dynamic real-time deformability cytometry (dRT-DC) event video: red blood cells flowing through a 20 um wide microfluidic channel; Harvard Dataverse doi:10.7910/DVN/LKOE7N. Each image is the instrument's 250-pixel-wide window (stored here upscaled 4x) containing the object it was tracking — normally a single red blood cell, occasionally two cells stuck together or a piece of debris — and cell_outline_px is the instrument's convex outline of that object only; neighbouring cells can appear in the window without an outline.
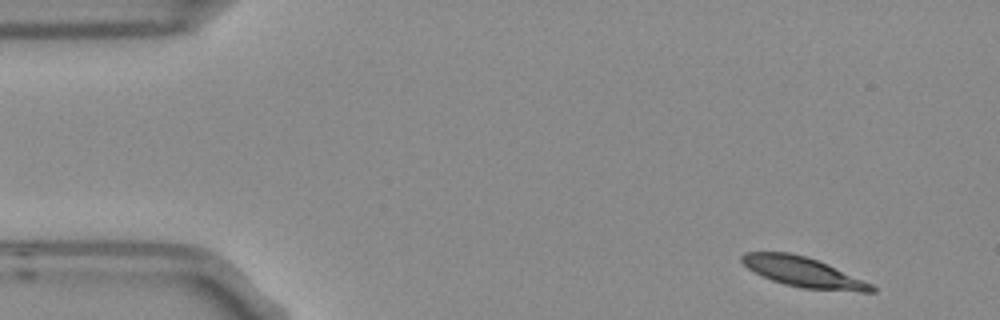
{"species": "Egyptian fruit bat (a non-hibernating species)", "species_latin": "Rousettus aegyptiacus", "temperature_condition": "room temperature", "stored_images_in_passage": 4, "segment_of_instrument_passage": [1, 2], "camera_frame_rate_fps": 3000, "um_per_image_px": 0.085, "frame": {"image": 1, "passage_image": 1, "time_ms": 0.0, "image_size_px": [1000, 320], "cell_outline_px": [[876, 292], [860, 292], [804, 288], [784, 284], [772, 280], [748, 268], [740, 260], [740, 256], [744, 252], [788, 252], [804, 256], [828, 264], [872, 284], [876, 288]], "centroid_in_image_um": [68.28, 23.13], "position_along_channel_um": 16.7, "area_um2": 22.37}}
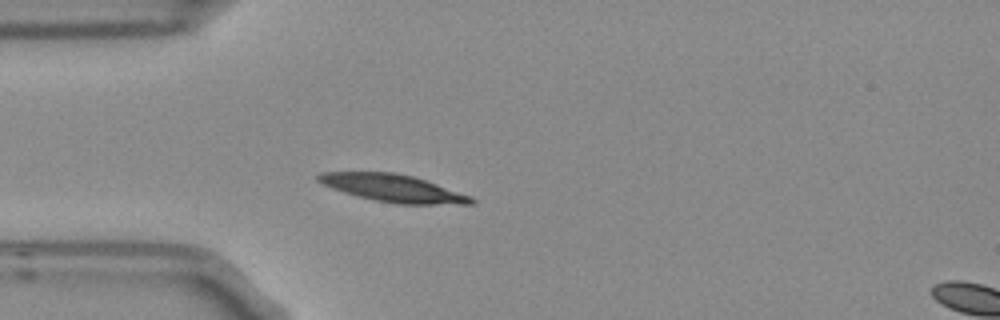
{"frame": {"image": 2, "passage_image": 3, "time_ms": 0.667, "image_size_px": [1000, 320], "cell_outline_px": [[476, 204], [396, 204], [356, 196], [332, 188], [316, 180], [316, 176], [320, 172], [396, 172], [412, 176], [472, 196], [476, 200]], "centroid_in_image_um": [33.42, 16.0], "position_along_channel_um": 51.6, "area_um2": 24.33}}